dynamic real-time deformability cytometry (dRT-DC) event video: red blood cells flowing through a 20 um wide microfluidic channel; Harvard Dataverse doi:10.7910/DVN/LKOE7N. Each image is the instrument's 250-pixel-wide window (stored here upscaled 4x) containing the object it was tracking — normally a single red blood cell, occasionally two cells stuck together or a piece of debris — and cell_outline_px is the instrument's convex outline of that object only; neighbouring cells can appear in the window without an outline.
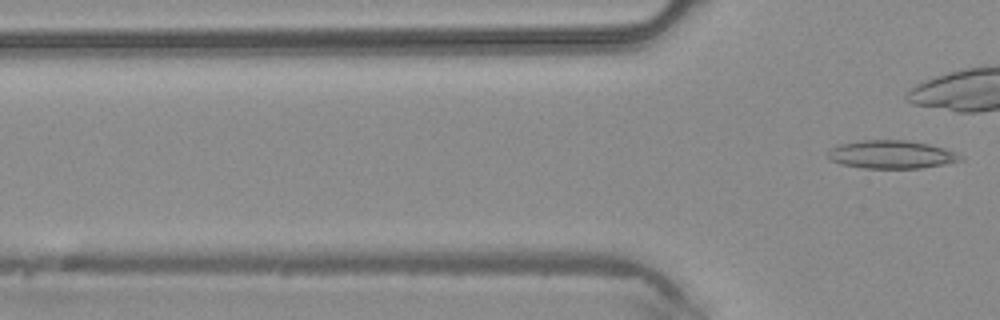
{"species": "common noctule bat (a hibernating species)", "species_latin": "Nyctalus noctula", "temperature_condition": "warm", "stored_images_in_passage": 6, "camera_frame_rate_fps": 3000, "um_per_image_px": 0.085, "animal": {"sex": "male", "body_mass_g": 20.4}, "frame": {"image": 1, "passage_image": 6, "time_ms": 1.667, "image_size_px": [1000, 320], "cell_outline_px": [[964, 160], [944, 164], [920, 168], [864, 168], [840, 164], [832, 160], [828, 156], [828, 148], [840, 144], [860, 140], [904, 140], [928, 144], [944, 148], [956, 152]], "centroid_in_image_um": [75.75, 13.13], "position_along_channel_um": 50.1, "area_um2": 21.68}}